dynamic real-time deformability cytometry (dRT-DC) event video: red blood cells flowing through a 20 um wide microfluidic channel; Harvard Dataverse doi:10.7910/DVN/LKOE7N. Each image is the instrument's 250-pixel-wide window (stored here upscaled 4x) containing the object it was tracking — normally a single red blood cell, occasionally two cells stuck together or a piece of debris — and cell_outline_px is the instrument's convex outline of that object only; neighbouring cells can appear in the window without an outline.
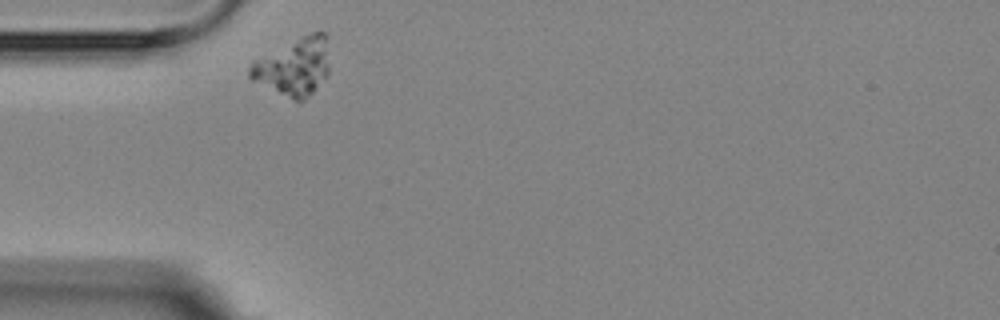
{"species": "Egyptian fruit bat (a non-hibernating species)", "species_latin": "Rousettus aegyptiacus", "temperature_condition": "room temperature", "stored_images_in_passage": 4, "camera_frame_rate_fps": 3000, "um_per_image_px": 0.085, "animal": {"sex": "female"}, "frame": {"image": 1, "passage_image": 1, "time_ms": 0.0, "image_size_px": [1000, 320], "cell_outline_px": [[328, 76], [300, 104], [252, 80], [248, 76], [248, 68], [252, 60], [300, 36], [312, 32], [324, 32], [328, 64]], "centroid_in_image_um": [24.92, 5.7], "position_along_channel_um": 60.1, "area_um2": 26.76}}
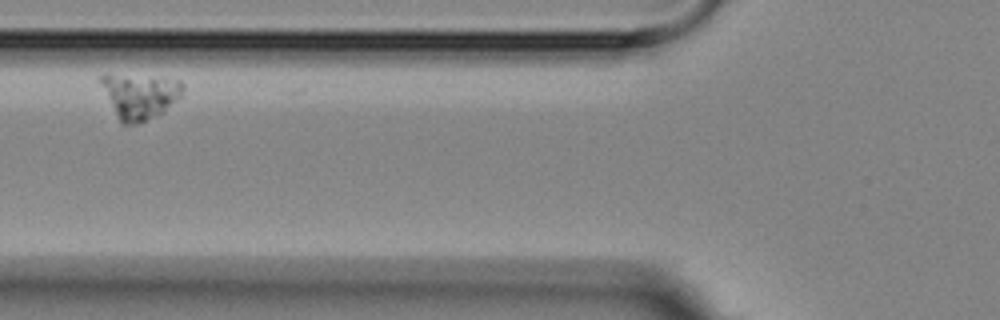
{"frame": {"image": 2, "passage_image": 2, "time_ms": 2.0, "image_size_px": [1000, 320], "cell_outline_px": [[184, 88], [180, 96], [164, 112], [140, 124], [120, 124], [96, 76], [104, 72], [108, 72], [180, 80], [184, 84]], "centroid_in_image_um": [11.81, 8.13], "position_along_channel_um": 114.0, "area_um2": 22.14}}